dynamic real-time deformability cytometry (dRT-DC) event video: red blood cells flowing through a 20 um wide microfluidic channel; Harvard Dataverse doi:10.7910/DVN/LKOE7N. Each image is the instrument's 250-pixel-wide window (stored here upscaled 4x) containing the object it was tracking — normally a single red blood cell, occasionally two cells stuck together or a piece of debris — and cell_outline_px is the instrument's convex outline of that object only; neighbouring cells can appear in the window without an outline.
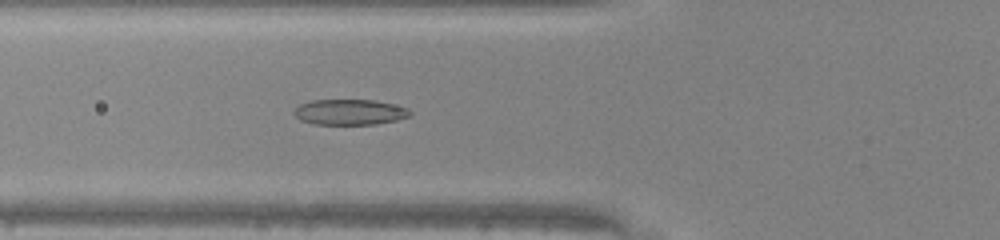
{"species": "common noctule bat (a hibernating species)", "species_latin": "Nyctalus noctula", "temperature_condition": "warm", "stored_images_in_passage": 42, "camera_frame_rate_fps": 3000, "um_per_image_px": 0.085, "animal": {"sex": "male", "body_mass_g": 20.0, "forearm_length_mm": 53.3}, "frame": {"image": 1, "passage_image": 12, "time_ms": 3.667, "image_size_px": [1000, 240], "cell_outline_px": [[412, 116], [396, 120], [376, 124], [312, 124], [300, 120], [292, 112], [300, 104], [312, 100], [376, 100], [408, 108], [412, 112]], "centroid_in_image_um": [29.74, 9.53], "position_along_channel_um": 96.1, "area_um2": 17.34}}
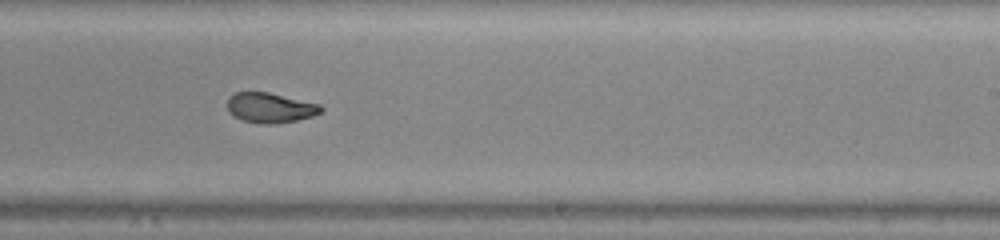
{"frame": {"image": 2, "passage_image": 24, "time_ms": 7.667, "image_size_px": [1000, 240], "cell_outline_px": [[324, 108], [320, 112], [312, 116], [296, 120], [272, 124], [264, 124], [244, 120], [232, 116], [228, 112], [228, 96], [236, 92], [268, 92], [320, 104]], "centroid_in_image_um": [22.94, 9.15], "position_along_channel_um": 266.1, "area_um2": 16.3}}
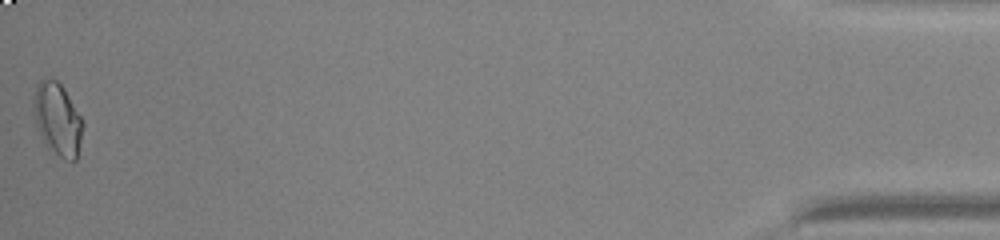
{"frame": {"image": 3, "passage_image": 42, "time_ms": 13.667, "image_size_px": [1000, 240], "cell_outline_px": [[84, 124], [76, 160], [64, 160], [48, 148], [36, 124], [32, 112], [32, 100], [36, 84], [40, 80], [56, 80], [64, 88], [84, 120]], "centroid_in_image_um": [4.89, 10.12], "position_along_channel_um": 430.3, "area_um2": 20.92}, "authors_computed_cell_mechanics": {"area_um2": 17.3689, "velocity_mm_per_s": 4.2544, "shape_relaxation_time_tau1_ms": 5.3175, "shape_relaxation_time_tau2_ms": 0.8285, "deformation_change_tau1": 0.2021, "deformation_change_tau2": 0.0536}}